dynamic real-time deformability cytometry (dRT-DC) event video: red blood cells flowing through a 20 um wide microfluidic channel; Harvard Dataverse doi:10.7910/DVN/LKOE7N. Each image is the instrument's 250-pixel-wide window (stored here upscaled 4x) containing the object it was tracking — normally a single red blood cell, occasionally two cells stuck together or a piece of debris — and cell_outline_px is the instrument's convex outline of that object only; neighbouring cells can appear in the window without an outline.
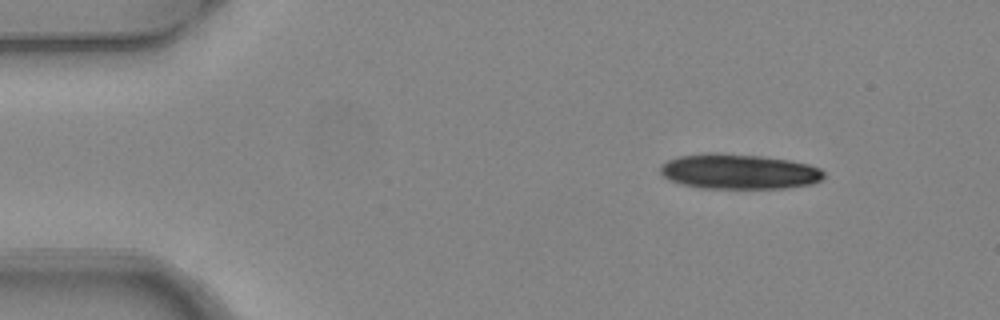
{"species": "common noctule bat (a hibernating species)", "species_latin": "Nyctalus noctula", "temperature_condition": "warm", "stored_images_in_passage": 4, "camera_frame_rate_fps": 3000, "um_per_image_px": 0.085, "animal": {"sex": "female", "body_mass_g": 24.6, "forearm_length_mm": 56.2}, "frame": {"image": 1, "passage_image": 1, "time_ms": 0.0, "image_size_px": [1000, 320], "cell_outline_px": [[824, 176], [820, 180], [812, 184], [788, 188], [704, 188], [680, 184], [664, 176], [660, 172], [660, 164], [668, 160], [680, 156], [708, 152], [712, 152], [760, 156], [788, 160], [808, 164], [820, 168], [824, 172]], "centroid_in_image_um": [62.8, 14.58], "position_along_channel_um": 22.2, "area_um2": 33.41}}